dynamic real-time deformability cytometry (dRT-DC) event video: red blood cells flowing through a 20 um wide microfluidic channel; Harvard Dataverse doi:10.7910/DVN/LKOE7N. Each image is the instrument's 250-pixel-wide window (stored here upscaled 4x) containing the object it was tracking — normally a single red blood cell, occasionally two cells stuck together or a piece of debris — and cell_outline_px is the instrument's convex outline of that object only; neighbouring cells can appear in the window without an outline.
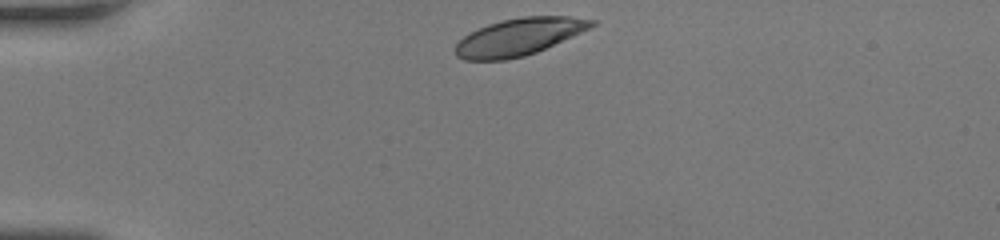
{"species": "human", "species_latin": "Homo sapiens", "temperature_condition": "room temperature", "stored_images_in_passage": 31, "camera_frame_rate_fps": 3000, "um_per_image_px": 0.085, "donor": {"sex": "female"}, "frame": {"image": 1, "passage_image": 1, "time_ms": 0.0, "image_size_px": [1000, 240], "cell_outline_px": [[596, 24], [580, 32], [536, 52], [524, 56], [504, 60], [464, 60], [456, 56], [456, 44], [464, 36], [488, 24], [504, 20], [524, 16], [568, 16], [596, 20]], "centroid_in_image_um": [44.09, 3.13], "position_along_channel_um": 40.9, "area_um2": 28.96}}
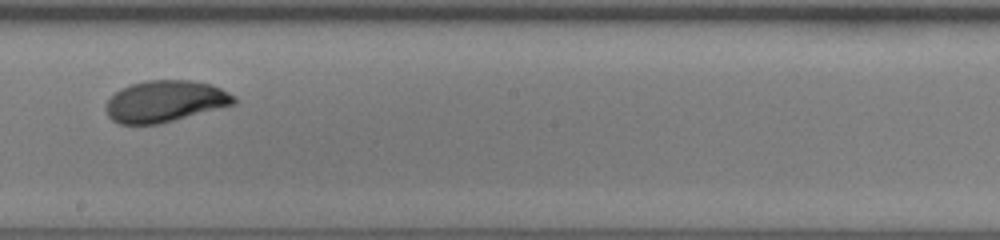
{"frame": {"image": 2, "passage_image": 18, "time_ms": 5.667, "image_size_px": [1000, 240], "cell_outline_px": [[236, 104], [160, 124], [120, 124], [112, 120], [108, 116], [104, 108], [104, 104], [120, 88], [132, 84], [148, 80], [188, 80], [212, 84], [236, 96]], "centroid_in_image_um": [14.03, 8.61], "position_along_channel_um": 234.2, "area_um2": 31.15}}
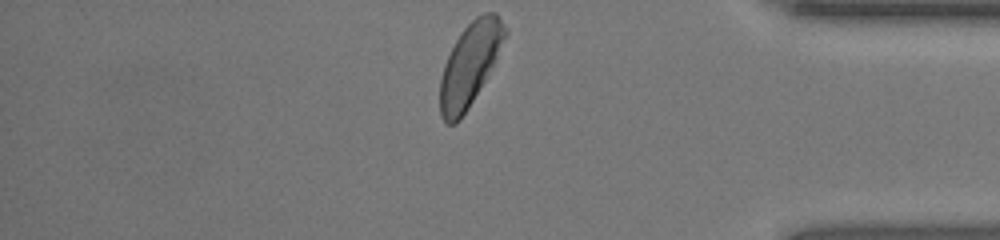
{"frame": {"image": 3, "passage_image": 31, "time_ms": 10.0, "image_size_px": [1000, 240], "cell_outline_px": [[508, 32], [484, 80], [468, 108], [460, 120], [456, 124], [444, 124], [440, 116], [440, 80], [444, 64], [460, 32], [476, 16], [484, 12], [496, 12]], "centroid_in_image_um": [39.9, 5.49], "position_along_channel_um": 395.3, "area_um2": 30.75}, "authors_computed_cell_mechanics": {"area_um2": 30.923, "velocity_mm_per_s": 4.2221, "shape_relaxation_time_tau1_ms": 2.5226, "shape_relaxation_time_tau2_ms": null, "deformation_change_tau1": 0.134, "deformation_change_tau2": null}}